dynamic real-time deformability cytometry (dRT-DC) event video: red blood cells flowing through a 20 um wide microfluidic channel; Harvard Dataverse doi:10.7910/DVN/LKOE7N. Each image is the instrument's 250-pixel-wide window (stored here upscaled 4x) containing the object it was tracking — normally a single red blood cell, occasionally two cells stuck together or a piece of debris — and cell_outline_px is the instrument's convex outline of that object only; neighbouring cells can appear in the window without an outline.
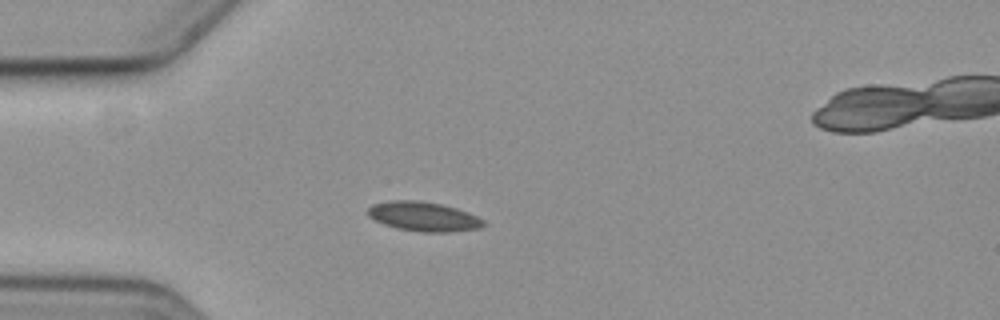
{"species": "common noctule bat (a hibernating species)", "species_latin": "Nyctalus noctula", "temperature_condition": "cold", "stored_images_in_passage": 10, "camera_frame_rate_fps": 3000, "um_per_image_px": 0.085, "animal": {"sex": "female", "body_mass_g": 19.3, "forearm_length_mm": 54.1}, "frame": {"image": 1, "passage_image": 5, "time_ms": 4.667, "image_size_px": [1000, 320], "cell_outline_px": [[488, 224], [480, 228], [452, 232], [420, 232], [396, 228], [384, 224], [368, 216], [368, 208], [372, 204], [388, 200], [416, 200], [440, 204], [456, 208], [468, 212], [484, 220]], "centroid_in_image_um": [36.01, 18.41], "position_along_channel_um": 49.0, "area_um2": 19.94}}
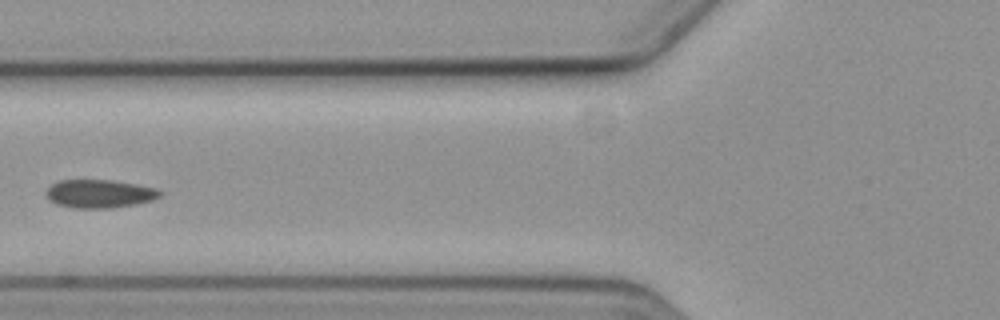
{"frame": {"image": 2, "passage_image": 7, "time_ms": 7.0, "image_size_px": [1000, 320], "cell_outline_px": [[164, 192], [160, 196], [152, 200], [136, 204], [112, 208], [72, 208], [56, 204], [48, 200], [44, 192], [52, 184], [60, 180], [112, 180], [136, 184], [156, 188]], "centroid_in_image_um": [8.44, 16.47], "position_along_channel_um": 117.4, "area_um2": 18.96}}
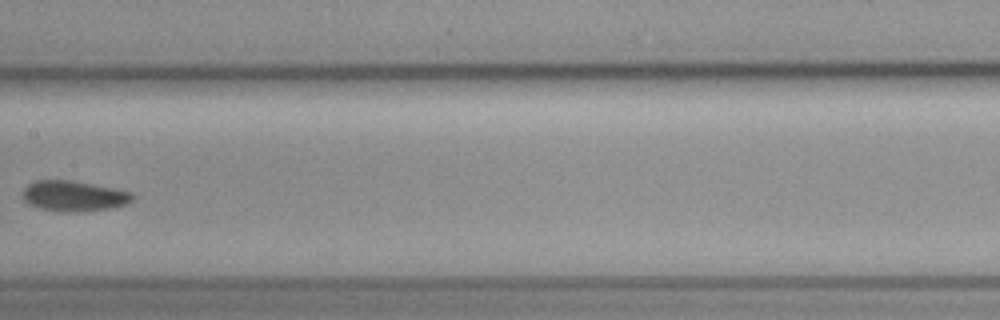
{"frame": {"image": 3, "passage_image": 9, "time_ms": 9.333, "image_size_px": [1000, 320], "cell_outline_px": [[136, 196], [128, 204], [112, 208], [80, 212], [60, 212], [40, 208], [28, 204], [24, 200], [24, 188], [28, 184], [36, 180], [68, 180], [112, 188], [132, 192]], "centroid_in_image_um": [6.3, 16.68], "position_along_channel_um": 201.1, "area_um2": 19.54}}